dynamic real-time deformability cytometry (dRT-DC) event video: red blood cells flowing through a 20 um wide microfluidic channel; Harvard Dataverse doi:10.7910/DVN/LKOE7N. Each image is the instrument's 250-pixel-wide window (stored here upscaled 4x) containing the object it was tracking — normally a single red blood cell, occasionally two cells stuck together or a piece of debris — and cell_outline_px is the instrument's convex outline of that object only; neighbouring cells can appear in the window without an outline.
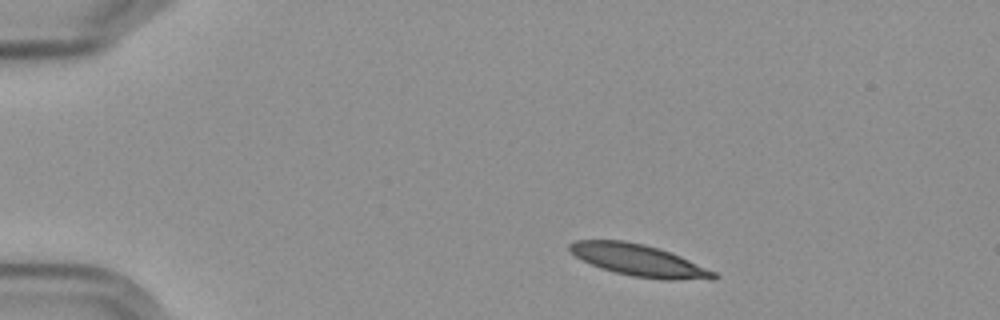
{"species": "Egyptian fruit bat (a non-hibernating species)", "species_latin": "Rousettus aegyptiacus", "temperature_condition": "cold", "stored_images_in_passage": 3, "camera_frame_rate_fps": 3000, "um_per_image_px": 0.085, "frame": {"image": 1, "passage_image": 1, "time_ms": 0.0, "image_size_px": [1000, 320], "cell_outline_px": [[720, 276], [716, 280], [660, 280], [632, 276], [600, 268], [576, 256], [568, 248], [568, 244], [576, 240], [624, 240], [644, 244], [680, 256], [716, 272]], "centroid_in_image_um": [54.36, 22.15], "position_along_channel_um": 30.6, "area_um2": 26.65}}